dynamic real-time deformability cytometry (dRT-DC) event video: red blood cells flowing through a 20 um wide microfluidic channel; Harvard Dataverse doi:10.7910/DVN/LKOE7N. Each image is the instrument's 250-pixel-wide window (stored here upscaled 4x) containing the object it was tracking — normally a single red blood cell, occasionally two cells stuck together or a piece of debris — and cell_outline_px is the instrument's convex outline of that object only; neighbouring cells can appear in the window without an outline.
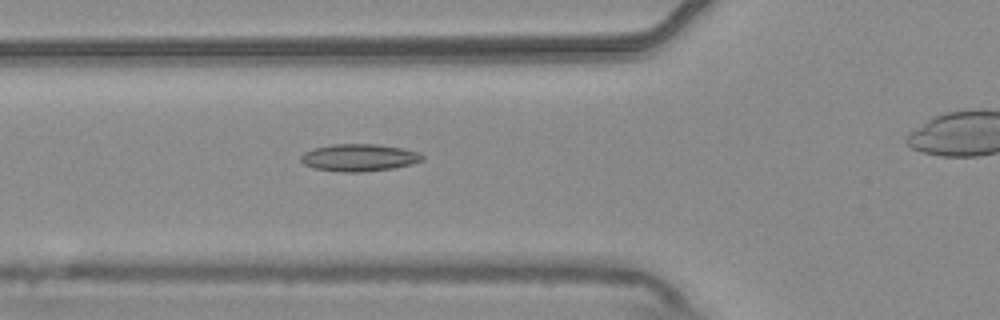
{"species": "common noctule bat (a hibernating species)", "species_latin": "Nyctalus noctula", "temperature_condition": "warm", "stored_images_in_passage": 6, "camera_frame_rate_fps": 3000, "um_per_image_px": 0.085, "animal": {"sex": "male", "body_mass_g": 20.4}, "frame": {"image": 1, "passage_image": 5, "time_ms": 1.333, "image_size_px": [1000, 320], "cell_outline_px": [[424, 160], [412, 164], [392, 168], [360, 172], [340, 172], [312, 168], [304, 164], [300, 160], [300, 156], [304, 152], [312, 148], [332, 144], [376, 144], [400, 148], [420, 152], [424, 156]], "centroid_in_image_um": [30.5, 13.39], "position_along_channel_um": 95.3, "area_um2": 19.42}}